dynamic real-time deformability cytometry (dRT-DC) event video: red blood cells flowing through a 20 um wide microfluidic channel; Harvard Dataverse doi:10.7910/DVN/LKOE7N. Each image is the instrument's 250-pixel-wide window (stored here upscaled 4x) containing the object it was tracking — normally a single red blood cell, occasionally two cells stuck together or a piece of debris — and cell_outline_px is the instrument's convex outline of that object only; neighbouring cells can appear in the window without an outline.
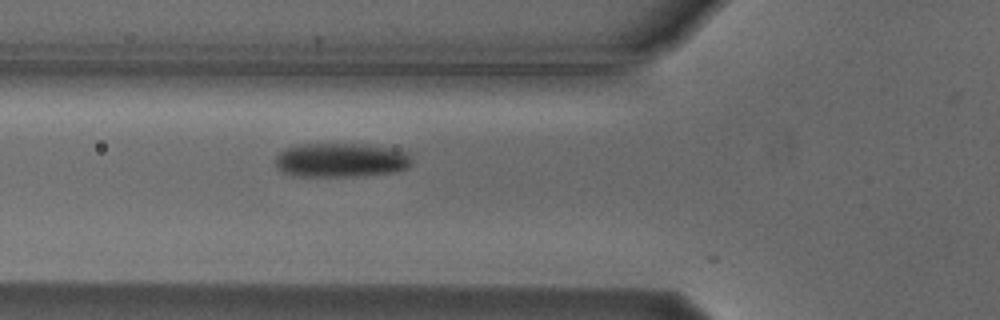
{"species": "Egyptian fruit bat (a non-hibernating species)", "species_latin": "Rousettus aegyptiacus", "temperature_condition": "cold", "stored_images_in_passage": 27, "camera_frame_rate_fps": 3000, "um_per_image_px": 0.085, "animal": {"sex": "male"}, "frame": {"image": 1, "passage_image": 2, "time_ms": 0.333, "image_size_px": [1000, 320], "cell_outline_px": [[412, 164], [408, 168], [396, 172], [364, 176], [300, 176], [284, 172], [276, 168], [276, 156], [284, 148], [300, 144], [364, 144], [388, 148], [408, 152], [412, 160]], "centroid_in_image_um": [29.01, 13.61], "position_along_channel_um": 96.8, "area_um2": 27.34}}
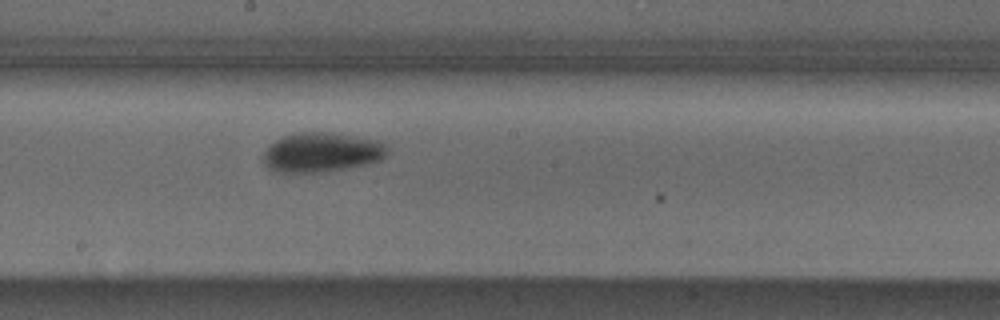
{"frame": {"image": 2, "passage_image": 12, "time_ms": 3.667, "image_size_px": [1000, 320], "cell_outline_px": [[388, 152], [380, 160], [364, 164], [344, 168], [320, 172], [276, 172], [268, 168], [264, 164], [264, 152], [268, 144], [280, 136], [296, 132], [324, 132], [380, 140], [388, 148]], "centroid_in_image_um": [27.28, 12.93], "position_along_channel_um": 220.9, "area_um2": 28.55}}
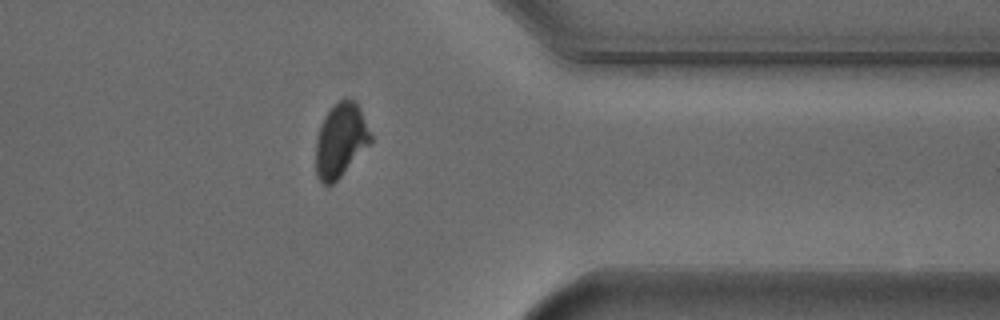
{"frame": {"image": 3, "passage_image": 26, "time_ms": 8.333, "image_size_px": [1000, 320], "cell_outline_px": [[372, 144], [332, 184], [324, 184], [316, 176], [316, 140], [320, 124], [324, 116], [340, 100], [356, 100], [360, 108], [372, 136]], "centroid_in_image_um": [28.97, 11.93], "position_along_channel_um": 382.4, "area_um2": 23.52}}